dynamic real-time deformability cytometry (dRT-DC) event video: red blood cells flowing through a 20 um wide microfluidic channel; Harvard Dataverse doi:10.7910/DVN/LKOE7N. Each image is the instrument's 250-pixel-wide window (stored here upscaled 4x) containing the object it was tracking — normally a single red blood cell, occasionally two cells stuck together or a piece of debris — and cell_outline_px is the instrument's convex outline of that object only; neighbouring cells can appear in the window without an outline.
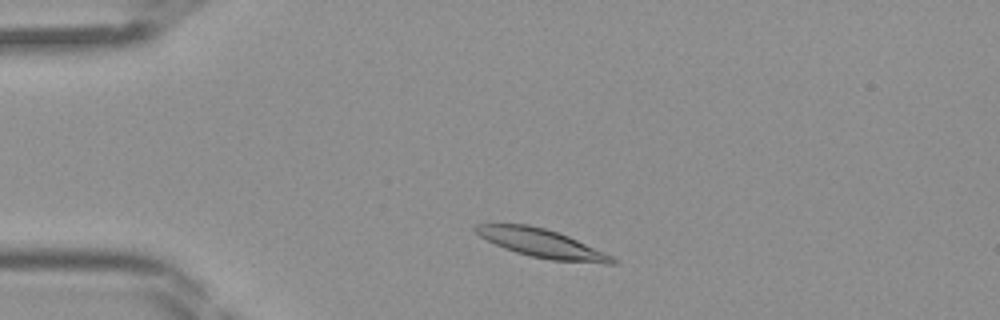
{"species": "Egyptian fruit bat (a non-hibernating species)", "species_latin": "Rousettus aegyptiacus", "temperature_condition": "room temperature", "stored_images_in_passage": 38, "camera_frame_rate_fps": 3000, "um_per_image_px": 0.085, "frame": {"image": 1, "passage_image": 4, "time_ms": 1.0, "image_size_px": [1000, 320], "cell_outline_px": [[616, 264], [608, 264], [552, 260], [532, 256], [516, 252], [504, 248], [480, 236], [472, 228], [476, 224], [528, 224], [544, 228], [568, 236], [604, 252], [612, 256], [616, 260]], "centroid_in_image_um": [46.05, 20.68], "position_along_channel_um": 39.0, "area_um2": 22.31}}
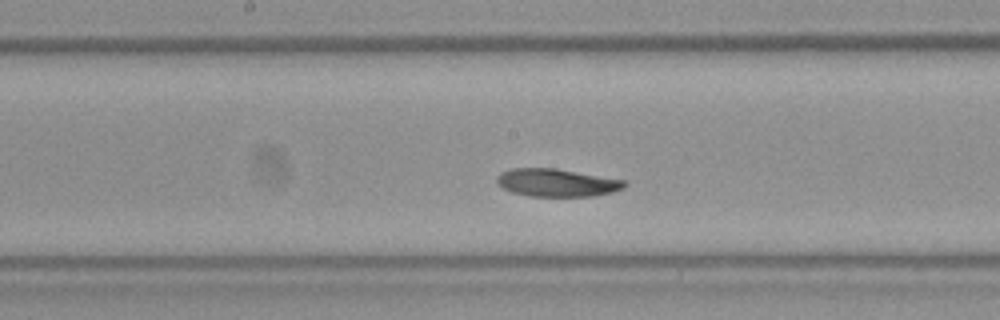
{"frame": {"image": 2, "passage_image": 17, "time_ms": 5.333, "image_size_px": [1000, 320], "cell_outline_px": [[628, 184], [624, 188], [612, 192], [592, 196], [528, 196], [512, 192], [496, 184], [496, 176], [500, 172], [512, 168], [556, 168], [624, 180]], "centroid_in_image_um": [47.29, 15.52], "position_along_channel_um": 200.9, "area_um2": 20.75}}
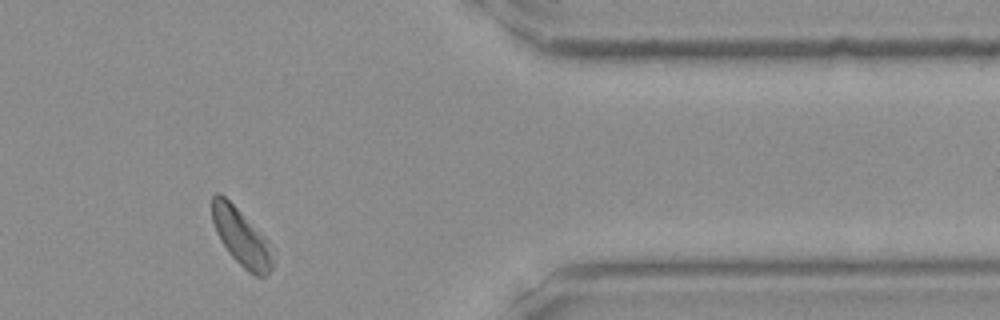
{"frame": {"image": 3, "passage_image": 31, "time_ms": 10.0, "image_size_px": [1000, 320], "cell_outline_px": [[272, 268], [268, 276], [256, 276], [248, 272], [228, 252], [220, 240], [216, 232], [212, 220], [212, 196], [216, 192], [220, 192], [268, 240], [272, 260]], "centroid_in_image_um": [20.48, 20.17], "position_along_channel_um": 390.9, "area_um2": 19.77}}